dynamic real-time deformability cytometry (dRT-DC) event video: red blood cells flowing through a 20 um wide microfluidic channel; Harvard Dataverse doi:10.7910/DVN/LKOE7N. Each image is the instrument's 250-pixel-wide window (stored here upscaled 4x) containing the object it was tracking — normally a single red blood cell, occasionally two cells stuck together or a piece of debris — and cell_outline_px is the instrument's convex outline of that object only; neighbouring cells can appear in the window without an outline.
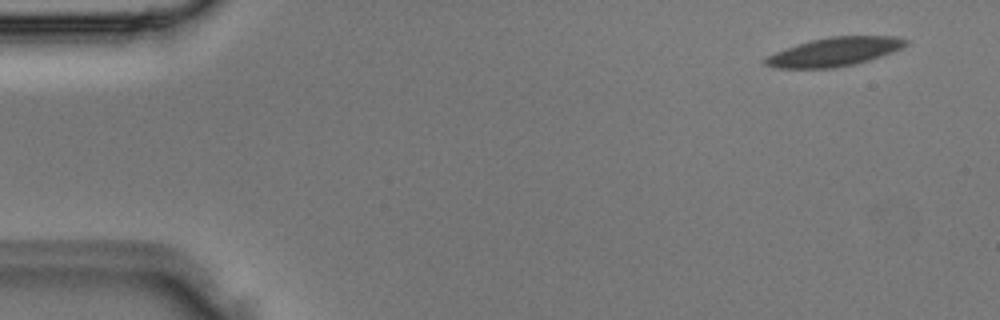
{"species": "Egyptian fruit bat (a non-hibernating species)", "species_latin": "Rousettus aegyptiacus", "temperature_condition": "room temperature", "stored_images_in_passage": 4, "camera_frame_rate_fps": 3000, "um_per_image_px": 0.085, "animal": {"sex": "male"}, "frame": {"image": 1, "passage_image": 1, "time_ms": 0.0, "image_size_px": [1000, 320], "cell_outline_px": [[908, 44], [892, 52], [856, 64], [836, 68], [772, 68], [764, 64], [764, 60], [768, 56], [776, 52], [812, 40], [832, 36], [896, 36], [908, 40]], "centroid_in_image_um": [70.95, 4.41], "position_along_channel_um": 14.1, "area_um2": 23.24}}